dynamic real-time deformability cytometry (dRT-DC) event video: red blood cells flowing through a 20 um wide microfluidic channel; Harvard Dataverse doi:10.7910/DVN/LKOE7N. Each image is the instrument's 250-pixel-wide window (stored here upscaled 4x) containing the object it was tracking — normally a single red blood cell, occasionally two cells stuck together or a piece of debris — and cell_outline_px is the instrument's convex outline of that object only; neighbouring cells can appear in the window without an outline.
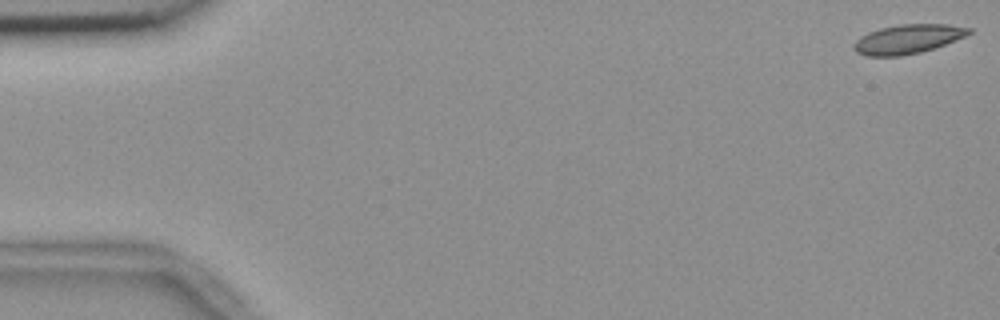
{"species": "common noctule bat (a hibernating species)", "species_latin": "Nyctalus noctula", "temperature_condition": "room temperature", "stored_images_in_passage": 4, "camera_frame_rate_fps": 3000, "um_per_image_px": 0.085, "animal": {"sex": "female", "body_mass_g": 18.4}, "frame": {"image": 1, "passage_image": 1, "time_ms": 0.0, "image_size_px": [1000, 320], "cell_outline_px": [[972, 32], [964, 36], [944, 44], [920, 52], [900, 56], [864, 56], [856, 52], [852, 48], [856, 40], [860, 36], [868, 32], [880, 28], [900, 24], [948, 24], [972, 28]], "centroid_in_image_um": [77.12, 3.32], "position_along_channel_um": 7.9, "area_um2": 19.48}}